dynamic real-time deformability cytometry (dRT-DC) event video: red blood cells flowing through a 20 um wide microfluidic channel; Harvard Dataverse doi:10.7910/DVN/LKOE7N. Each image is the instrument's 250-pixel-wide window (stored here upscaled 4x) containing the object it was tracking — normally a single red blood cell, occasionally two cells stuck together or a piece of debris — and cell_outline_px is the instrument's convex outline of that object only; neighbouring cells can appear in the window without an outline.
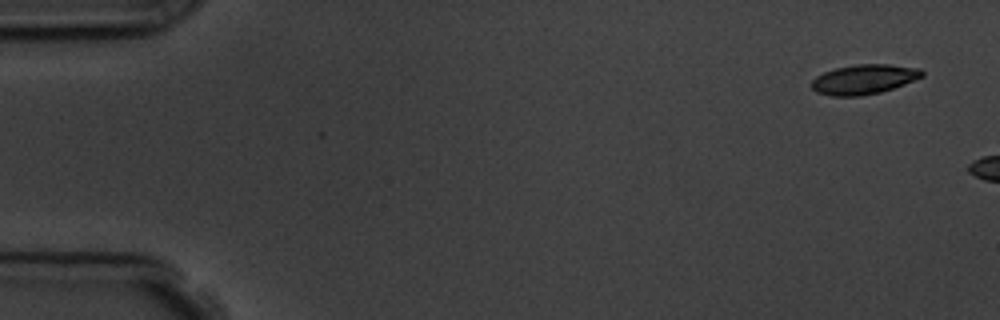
{"species": "common noctule bat (a hibernating species)", "species_latin": "Nyctalus noctula", "temperature_condition": "room temperature", "stored_images_in_passage": 2, "camera_frame_rate_fps": 3000, "um_per_image_px": 0.085, "animal": {"sex": "male", "body_mass_g": 19.5, "forearm_length_mm": 54.6}, "frame": {"image": 1, "passage_image": 1, "time_ms": 0.0, "image_size_px": [1000, 320], "cell_outline_px": [[924, 76], [904, 84], [880, 92], [860, 96], [832, 96], [816, 92], [812, 88], [812, 80], [816, 76], [824, 72], [836, 68], [856, 64], [888, 64], [920, 68], [924, 72]], "centroid_in_image_um": [73.44, 6.74], "position_along_channel_um": 11.6, "area_um2": 19.07}}